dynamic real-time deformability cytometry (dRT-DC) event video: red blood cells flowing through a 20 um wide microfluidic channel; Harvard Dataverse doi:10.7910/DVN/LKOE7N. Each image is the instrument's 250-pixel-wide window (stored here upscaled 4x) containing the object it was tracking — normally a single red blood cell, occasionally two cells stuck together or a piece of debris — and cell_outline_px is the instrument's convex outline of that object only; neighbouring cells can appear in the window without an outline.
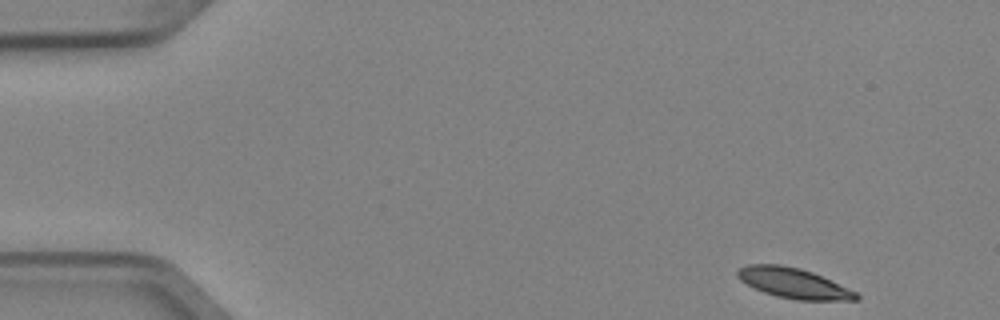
{"species": "Egyptian fruit bat (a non-hibernating species)", "species_latin": "Rousettus aegyptiacus", "temperature_condition": "cold", "stored_images_in_passage": 4, "camera_frame_rate_fps": 3000, "um_per_image_px": 0.085, "animal": {"sex": "female"}, "frame": {"image": 1, "passage_image": 1, "time_ms": 0.0, "image_size_px": [1000, 320], "cell_outline_px": [[860, 300], [796, 300], [776, 296], [764, 292], [740, 280], [736, 276], [736, 272], [740, 268], [748, 264], [780, 264], [800, 268], [812, 272], [856, 292], [860, 296]], "centroid_in_image_um": [67.44, 24.07], "position_along_channel_um": 17.6, "area_um2": 20.69}}
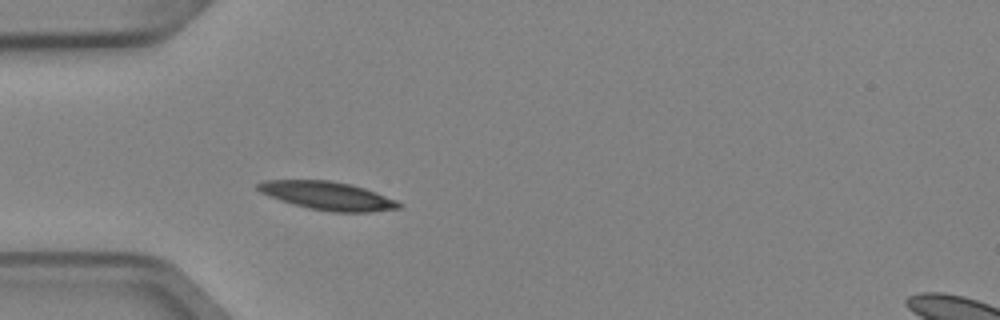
{"frame": {"image": 2, "passage_image": 4, "time_ms": 1.0, "image_size_px": [1000, 320], "cell_outline_px": [[400, 208], [372, 212], [332, 212], [308, 208], [292, 204], [268, 196], [260, 192], [256, 188], [256, 184], [264, 180], [328, 180], [348, 184], [364, 188], [376, 192], [396, 200], [400, 204]], "centroid_in_image_um": [27.81, 16.64], "position_along_channel_um": 57.2, "area_um2": 23.18}}